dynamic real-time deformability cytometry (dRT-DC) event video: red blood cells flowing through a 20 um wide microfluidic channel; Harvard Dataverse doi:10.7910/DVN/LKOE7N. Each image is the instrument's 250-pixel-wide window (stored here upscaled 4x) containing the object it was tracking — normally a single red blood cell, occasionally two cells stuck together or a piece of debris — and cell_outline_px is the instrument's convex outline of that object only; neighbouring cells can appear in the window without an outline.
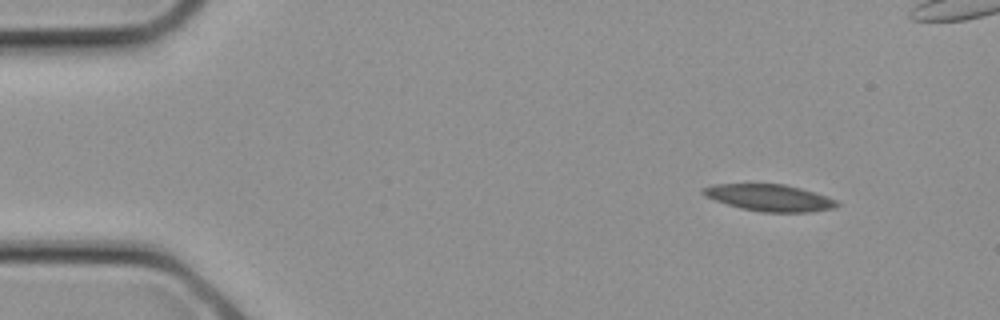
{"species": "common noctule bat (a hibernating species)", "species_latin": "Nyctalus noctula", "temperature_condition": "cold", "stored_images_in_passage": 11, "camera_frame_rate_fps": 3000, "um_per_image_px": 0.085, "animal": {"sex": "female", "body_mass_g": 21.9}, "frame": {"image": 1, "passage_image": 1, "time_ms": 0.0, "image_size_px": [1000, 320], "cell_outline_px": [[840, 204], [836, 208], [812, 212], [764, 212], [740, 208], [704, 196], [700, 192], [700, 188], [712, 184], [784, 184], [800, 188], [836, 200]], "centroid_in_image_um": [65.37, 16.81], "position_along_channel_um": 19.6, "area_um2": 20.81}}
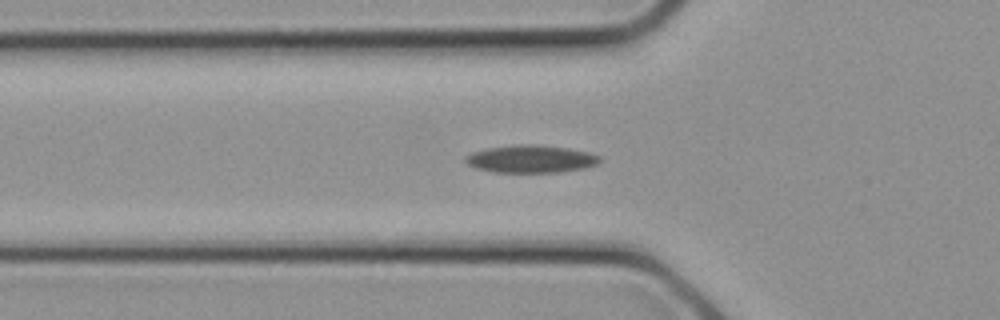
{"frame": {"image": 2, "passage_image": 7, "time_ms": 2.0, "image_size_px": [1000, 320], "cell_outline_px": [[600, 164], [584, 168], [560, 172], [492, 172], [476, 168], [468, 164], [464, 160], [464, 156], [472, 152], [488, 148], [512, 144], [536, 144], [568, 148], [588, 152], [600, 156]], "centroid_in_image_um": [45.12, 13.5], "position_along_channel_um": 80.7, "area_um2": 21.79}}
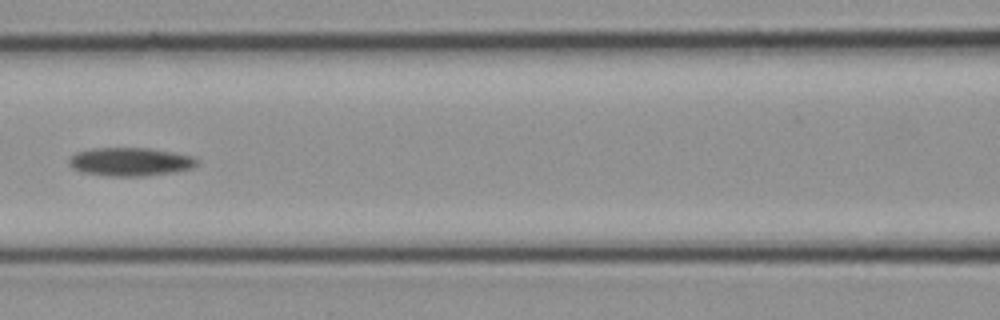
{"frame": {"image": 3, "passage_image": 10, "time_ms": 3.0, "image_size_px": [1000, 320], "cell_outline_px": [[200, 164], [192, 168], [176, 172], [144, 176], [108, 176], [80, 172], [72, 168], [68, 164], [68, 160], [76, 152], [92, 148], [148, 148], [172, 152], [192, 156], [200, 160]], "centroid_in_image_um": [11.09, 13.76], "position_along_channel_um": 155.5, "area_um2": 21.44}}